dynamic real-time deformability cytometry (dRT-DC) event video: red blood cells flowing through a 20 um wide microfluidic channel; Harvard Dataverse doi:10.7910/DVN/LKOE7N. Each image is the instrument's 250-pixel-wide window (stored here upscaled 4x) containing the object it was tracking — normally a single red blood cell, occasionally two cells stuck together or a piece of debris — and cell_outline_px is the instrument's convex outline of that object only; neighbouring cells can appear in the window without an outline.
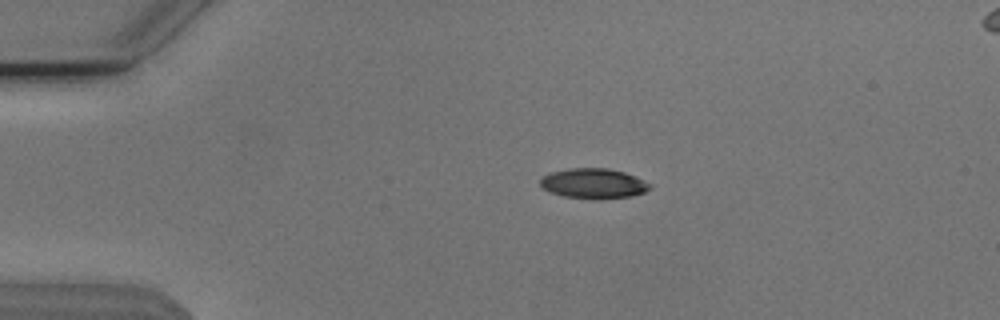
{"species": "Egyptian fruit bat (a non-hibernating species)", "species_latin": "Rousettus aegyptiacus", "temperature_condition": "cold", "stored_images_in_passage": 43, "camera_frame_rate_fps": 3000, "um_per_image_px": 0.085, "animal": {"sex": "male"}, "frame": {"image": 1, "passage_image": 1, "time_ms": 0.0, "image_size_px": [1000, 320], "cell_outline_px": [[652, 188], [644, 192], [632, 196], [600, 200], [564, 196], [548, 192], [540, 184], [540, 180], [544, 176], [552, 172], [568, 168], [608, 168], [624, 172], [636, 176], [652, 184]], "centroid_in_image_um": [50.49, 15.6], "position_along_channel_um": 34.5, "area_um2": 19.42}}
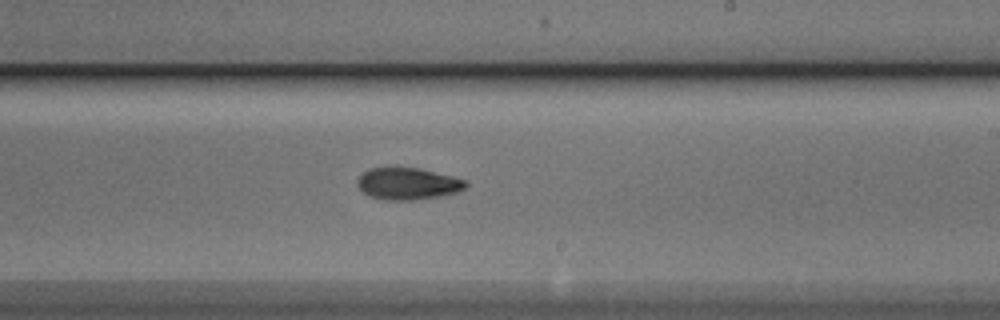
{"frame": {"image": 2, "passage_image": 22, "time_ms": 7.0, "image_size_px": [1000, 320], "cell_outline_px": [[468, 184], [464, 188], [456, 192], [440, 196], [412, 200], [384, 200], [368, 196], [360, 188], [360, 176], [368, 168], [392, 164], [420, 168], [468, 180]], "centroid_in_image_um": [34.66, 15.56], "position_along_channel_um": 254.3, "area_um2": 20.63}}
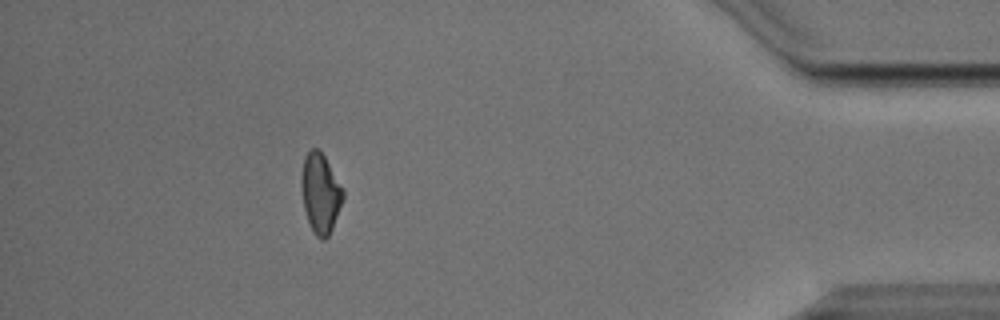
{"frame": {"image": 3, "passage_image": 38, "time_ms": 12.333, "image_size_px": [1000, 320], "cell_outline_px": [[344, 196], [332, 228], [328, 236], [324, 240], [320, 240], [316, 236], [308, 220], [304, 208], [300, 184], [300, 180], [304, 156], [312, 148], [316, 148], [324, 156], [344, 192]], "centroid_in_image_um": [27.21, 16.43], "position_along_channel_um": 408.0, "area_um2": 18.96}, "authors_computed_cell_mechanics": {"area_um2": 19.7098, "velocity_mm_per_s": 3.8167, "shape_relaxation_time_tau1_ms": 4.9063, "shape_relaxation_time_tau2_ms": 11.3583, "deformation_change_tau1": 0.1541, "deformation_change_tau2": 0.1893}}